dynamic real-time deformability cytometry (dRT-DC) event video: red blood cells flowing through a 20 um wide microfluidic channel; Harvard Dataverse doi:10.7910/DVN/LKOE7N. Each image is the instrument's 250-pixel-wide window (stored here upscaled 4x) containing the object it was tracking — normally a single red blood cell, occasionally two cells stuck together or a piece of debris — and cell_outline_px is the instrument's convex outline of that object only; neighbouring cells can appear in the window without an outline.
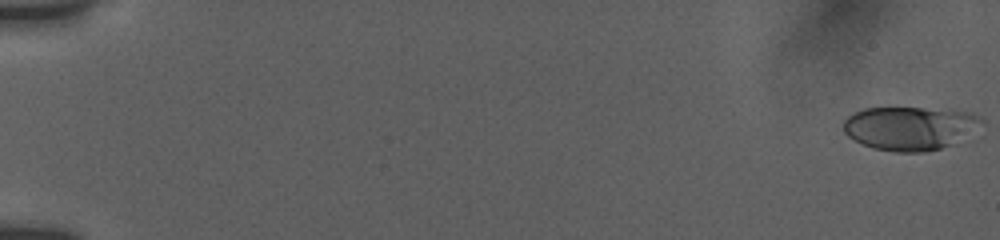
{"species": "human", "species_latin": "Homo sapiens", "temperature_condition": "room temperature", "stored_images_in_passage": 55, "camera_frame_rate_fps": 3000, "um_per_image_px": 0.085, "donor": {"sex": "female"}, "frame": {"image": 1, "passage_image": 1, "time_ms": 0.0, "image_size_px": [1000, 240], "cell_outline_px": [[984, 120], [948, 144], [940, 148], [924, 152], [896, 152], [872, 148], [848, 136], [844, 132], [844, 120], [848, 116], [864, 108], [924, 108], [972, 112]], "centroid_in_image_um": [77.22, 10.88], "position_along_channel_um": 7.8, "area_um2": 33.99}}
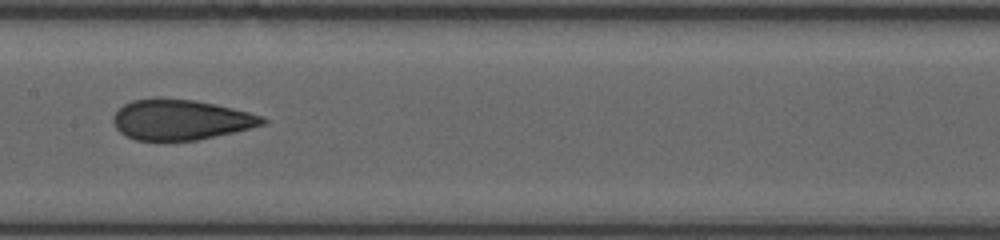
{"frame": {"image": 2, "passage_image": 30, "time_ms": 9.667, "image_size_px": [1000, 240], "cell_outline_px": [[268, 120], [264, 124], [232, 132], [196, 140], [136, 140], [120, 132], [116, 128], [112, 120], [112, 116], [124, 104], [132, 100], [192, 100], [216, 104], [264, 116]], "centroid_in_image_um": [15.37, 10.19], "position_along_channel_um": 192.0, "area_um2": 34.22}}
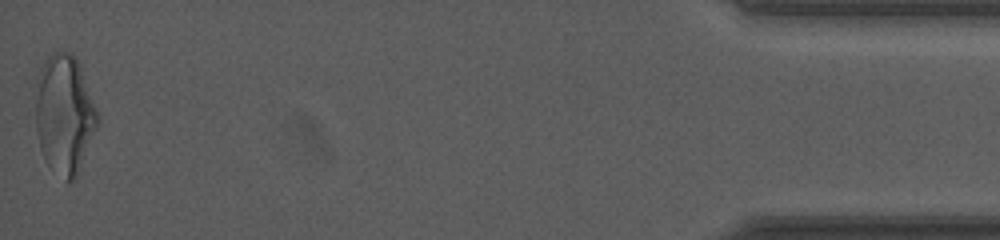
{"frame": {"image": 3, "passage_image": 55, "time_ms": 18.0, "image_size_px": [1000, 240], "cell_outline_px": [[100, 120], [76, 176], [72, 180], [68, 180], [48, 164], [44, 160], [40, 148], [36, 128], [36, 76], [44, 60], [52, 52], [68, 52], [76, 56], [80, 64], [100, 116]], "centroid_in_image_um": [5.48, 9.63], "position_along_channel_um": 429.7, "area_um2": 42.95}, "authors_computed_cell_mechanics": {"area_um2": 34.8534, "velocity_mm_per_s": 3.8466, "shape_relaxation_time_tau1_ms": 5.8383, "shape_relaxation_time_tau2_ms": 1.3868, "deformation_change_tau1": 0.1961, "deformation_change_tau2": 0.0848}}